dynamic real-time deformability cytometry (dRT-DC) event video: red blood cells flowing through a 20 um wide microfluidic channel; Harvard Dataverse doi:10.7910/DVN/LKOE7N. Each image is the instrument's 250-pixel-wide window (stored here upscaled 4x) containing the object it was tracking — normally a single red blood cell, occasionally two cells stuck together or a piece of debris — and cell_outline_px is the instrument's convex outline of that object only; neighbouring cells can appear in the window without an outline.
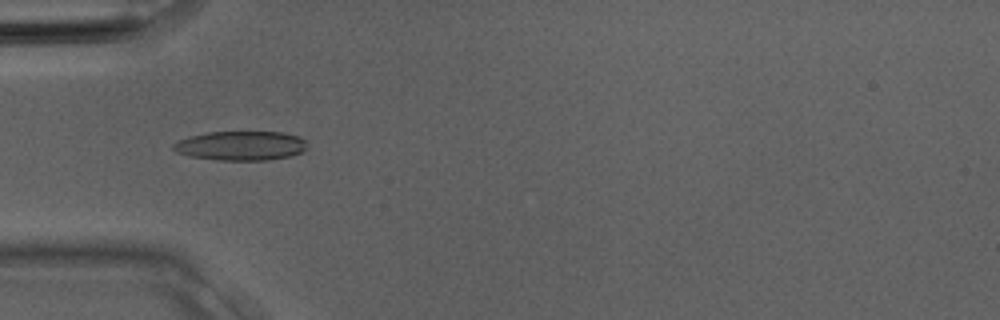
{"species": "Egyptian fruit bat (a non-hibernating species)", "species_latin": "Rousettus aegyptiacus", "temperature_condition": "room temperature", "stored_images_in_passage": 3, "camera_frame_rate_fps": 3000, "um_per_image_px": 0.085, "animal": {"sex": "male"}, "frame": {"image": 1, "passage_image": 3, "time_ms": 0.667, "image_size_px": [1000, 320], "cell_outline_px": [[308, 148], [300, 152], [288, 156], [268, 160], [216, 160], [192, 156], [176, 152], [172, 148], [172, 144], [188, 136], [208, 132], [284, 132], [300, 136], [304, 140]], "centroid_in_image_um": [20.47, 12.38], "position_along_channel_um": 64.5, "area_um2": 22.83}}